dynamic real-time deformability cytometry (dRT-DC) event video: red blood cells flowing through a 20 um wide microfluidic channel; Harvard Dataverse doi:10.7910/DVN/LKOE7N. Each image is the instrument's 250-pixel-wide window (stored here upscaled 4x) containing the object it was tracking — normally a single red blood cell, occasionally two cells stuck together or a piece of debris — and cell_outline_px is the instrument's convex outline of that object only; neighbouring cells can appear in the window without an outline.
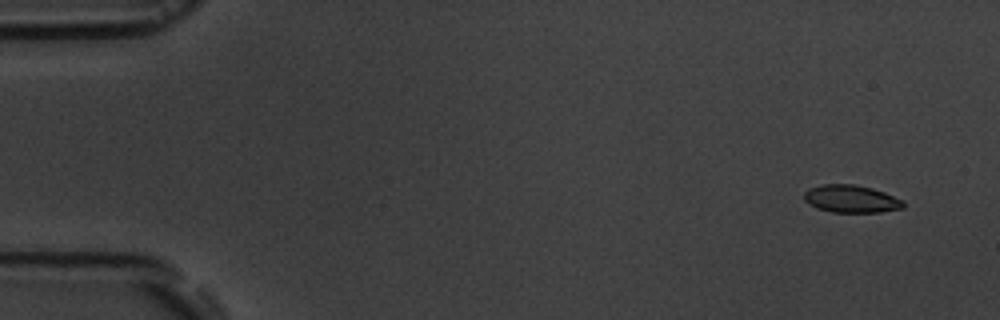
{"species": "common noctule bat (a hibernating species)", "species_latin": "Nyctalus noctula", "temperature_condition": "room temperature", "stored_images_in_passage": 3, "camera_frame_rate_fps": 3000, "um_per_image_px": 0.085, "animal": {"sex": "male", "body_mass_g": 19.5, "forearm_length_mm": 54.6}, "frame": {"image": 1, "passage_image": 1, "time_ms": 0.0, "image_size_px": [1000, 320], "cell_outline_px": [[904, 208], [880, 212], [832, 212], [816, 208], [808, 204], [804, 200], [804, 192], [808, 188], [820, 184], [856, 184], [872, 188], [884, 192], [904, 200]], "centroid_in_image_um": [72.33, 16.9], "position_along_channel_um": 12.7, "area_um2": 16.18}}